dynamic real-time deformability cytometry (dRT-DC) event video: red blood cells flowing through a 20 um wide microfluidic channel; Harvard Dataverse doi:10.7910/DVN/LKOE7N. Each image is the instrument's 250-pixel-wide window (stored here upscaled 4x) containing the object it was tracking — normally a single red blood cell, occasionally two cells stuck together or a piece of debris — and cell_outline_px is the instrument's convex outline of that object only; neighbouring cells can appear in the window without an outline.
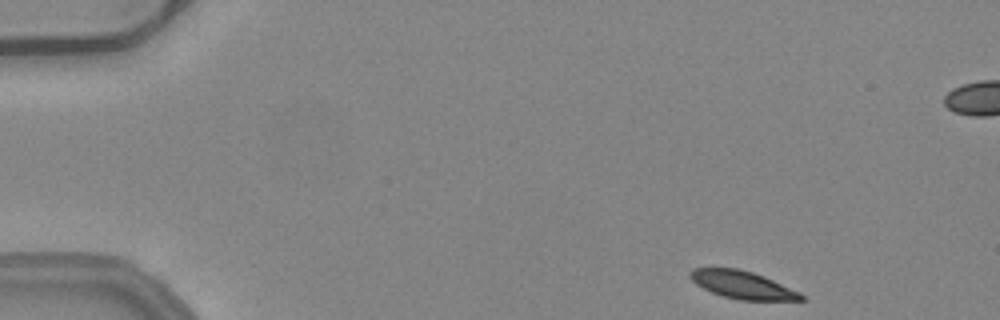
{"species": "common noctule bat (a hibernating species)", "species_latin": "Nyctalus noctula", "temperature_condition": "warm", "stored_images_in_passage": 48, "segment_of_instrument_passage": [1, 2], "camera_frame_rate_fps": 3000, "um_per_image_px": 0.085, "animal": {"sex": "female", "body_mass_g": 24.6, "forearm_length_mm": 56.2}, "frame": {"image": 1, "passage_image": 1, "time_ms": 0.0, "image_size_px": [1000, 320], "cell_outline_px": [[804, 300], [740, 300], [724, 296], [712, 292], [696, 284], [688, 276], [692, 268], [736, 268], [752, 272], [764, 276], [800, 292], [804, 296]], "centroid_in_image_um": [63.11, 24.21], "position_along_channel_um": 21.9, "area_um2": 17.74}}
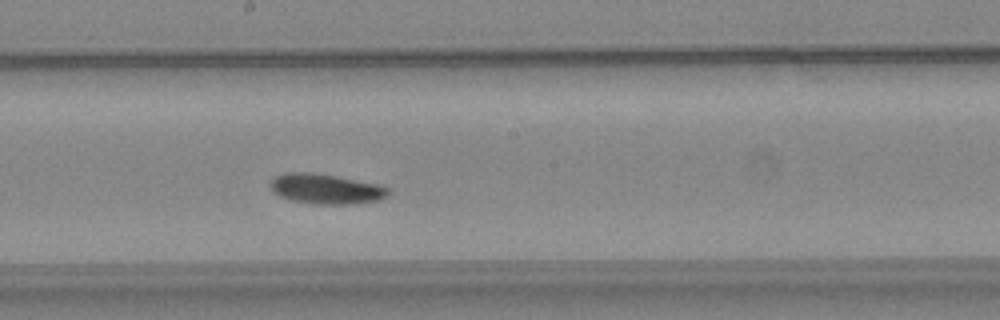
{"frame": {"image": 2, "passage_image": 24, "time_ms": 7.667, "image_size_px": [1000, 320], "cell_outline_px": [[388, 196], [380, 200], [356, 204], [312, 204], [288, 200], [272, 192], [268, 184], [276, 176], [284, 172], [312, 172], [336, 176], [380, 184], [388, 188]], "centroid_in_image_um": [27.68, 16.06], "position_along_channel_um": 220.5, "area_um2": 21.04}}
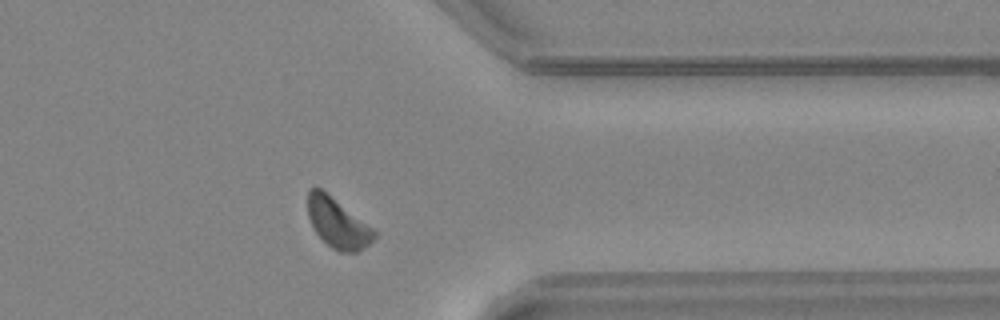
{"frame": {"image": 3, "passage_image": 37, "time_ms": 12.0, "image_size_px": [1000, 320], "cell_outline_px": [[376, 236], [368, 244], [356, 252], [340, 252], [332, 248], [312, 228], [308, 216], [308, 188], [320, 188], [372, 228], [376, 232]], "centroid_in_image_um": [28.67, 18.97], "position_along_channel_um": 382.7, "area_um2": 18.67}}